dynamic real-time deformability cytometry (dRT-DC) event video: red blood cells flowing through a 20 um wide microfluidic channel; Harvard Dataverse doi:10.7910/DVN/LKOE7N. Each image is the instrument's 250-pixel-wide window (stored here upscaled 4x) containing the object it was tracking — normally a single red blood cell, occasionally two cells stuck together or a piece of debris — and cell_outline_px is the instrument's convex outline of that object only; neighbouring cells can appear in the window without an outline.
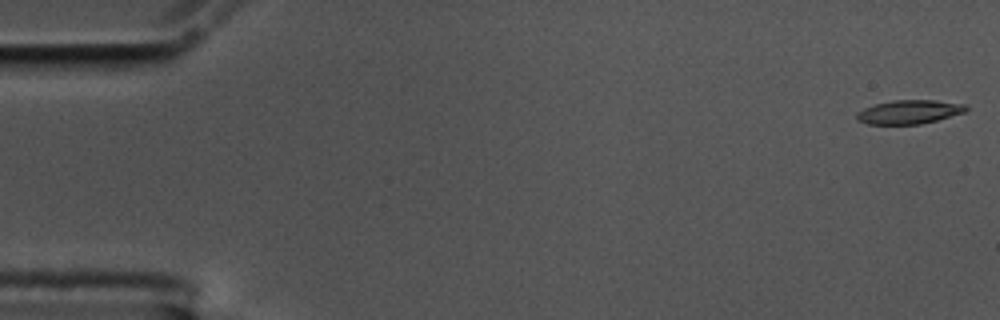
{"species": "common noctule bat (a hibernating species)", "species_latin": "Nyctalus noctula", "temperature_condition": "cold", "stored_images_in_passage": 57, "camera_frame_rate_fps": 3000, "um_per_image_px": 0.085, "animal": {"sex": "male", "body_mass_g": 17.5, "forearm_length_mm": 52.3}, "frame": {"image": 1, "passage_image": 1, "time_ms": 0.0, "image_size_px": [1000, 320], "cell_outline_px": [[968, 108], [964, 112], [936, 120], [920, 124], [868, 124], [856, 120], [856, 112], [864, 108], [876, 104], [892, 100], [936, 100], [968, 104]], "centroid_in_image_um": [77.27, 9.5], "position_along_channel_um": 7.7, "area_um2": 15.2}}
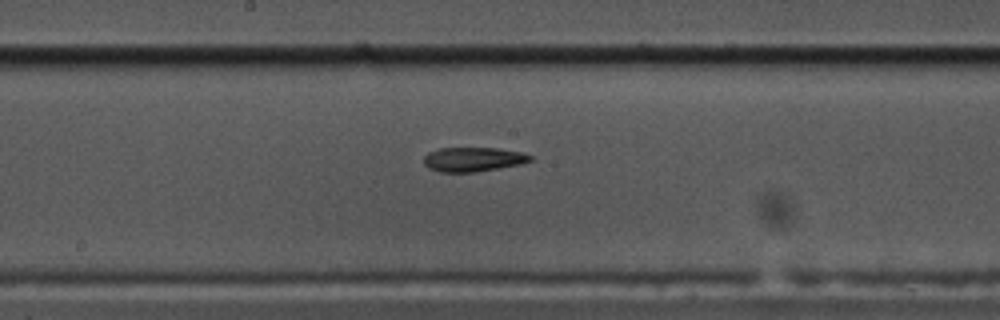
{"frame": {"image": 2, "passage_image": 30, "time_ms": 9.667, "image_size_px": [1000, 320], "cell_outline_px": [[532, 160], [520, 164], [476, 172], [440, 172], [428, 168], [424, 164], [424, 156], [428, 152], [440, 148], [496, 148], [524, 152], [532, 156]], "centroid_in_image_um": [40.21, 13.54], "position_along_channel_um": 208.0, "area_um2": 15.14}}
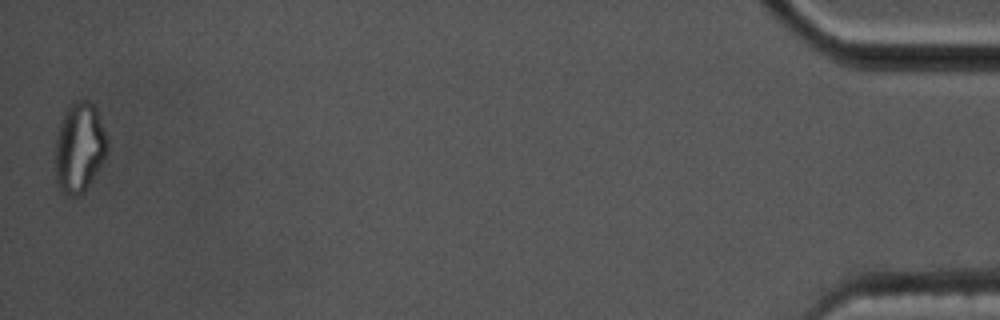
{"frame": {"image": 3, "passage_image": 57, "time_ms": 18.667, "image_size_px": [1000, 320], "cell_outline_px": [[108, 148], [104, 160], [84, 192], [76, 196], [68, 196], [60, 192], [56, 180], [56, 136], [64, 112], [72, 104], [80, 100], [88, 100], [96, 104], [108, 144]], "centroid_in_image_um": [6.75, 12.55], "position_along_channel_um": 428.4, "area_um2": 27.28}, "authors_computed_cell_mechanics": {"area_um2": 15.5482, "velocity_mm_per_s": 3.4901, "shape_relaxation_time_tau1_ms": null, "shape_relaxation_time_tau2_ms": 3.3783, "deformation_change_tau1": null, "deformation_change_tau2": 0.1317}}